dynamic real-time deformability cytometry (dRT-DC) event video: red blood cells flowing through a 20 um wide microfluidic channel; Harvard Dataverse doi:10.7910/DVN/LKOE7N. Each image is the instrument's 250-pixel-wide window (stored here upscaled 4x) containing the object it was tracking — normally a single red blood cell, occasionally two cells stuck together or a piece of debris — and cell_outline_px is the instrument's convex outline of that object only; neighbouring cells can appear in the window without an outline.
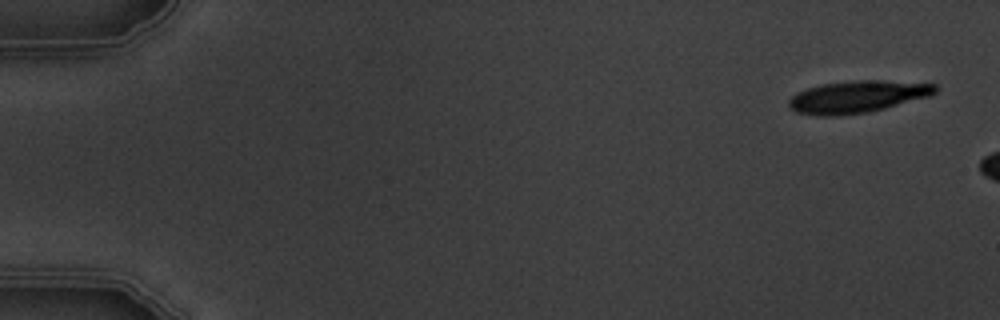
{"species": "common noctule bat (a hibernating species)", "species_latin": "Nyctalus noctula", "temperature_condition": "warm", "stored_images_in_passage": 3, "camera_frame_rate_fps": 3000, "um_per_image_px": 0.085, "animal": {"sex": "male", "body_mass_g": 19.5, "forearm_length_mm": 54.6}, "frame": {"image": 1, "passage_image": 1, "time_ms": 0.0, "image_size_px": [1000, 320], "cell_outline_px": [[940, 88], [936, 92], [928, 96], [884, 108], [868, 112], [836, 116], [820, 116], [796, 112], [788, 104], [788, 100], [796, 92], [820, 84], [856, 80], [880, 80], [936, 84]], "centroid_in_image_um": [72.86, 8.21], "position_along_channel_um": 12.1, "area_um2": 27.28}}